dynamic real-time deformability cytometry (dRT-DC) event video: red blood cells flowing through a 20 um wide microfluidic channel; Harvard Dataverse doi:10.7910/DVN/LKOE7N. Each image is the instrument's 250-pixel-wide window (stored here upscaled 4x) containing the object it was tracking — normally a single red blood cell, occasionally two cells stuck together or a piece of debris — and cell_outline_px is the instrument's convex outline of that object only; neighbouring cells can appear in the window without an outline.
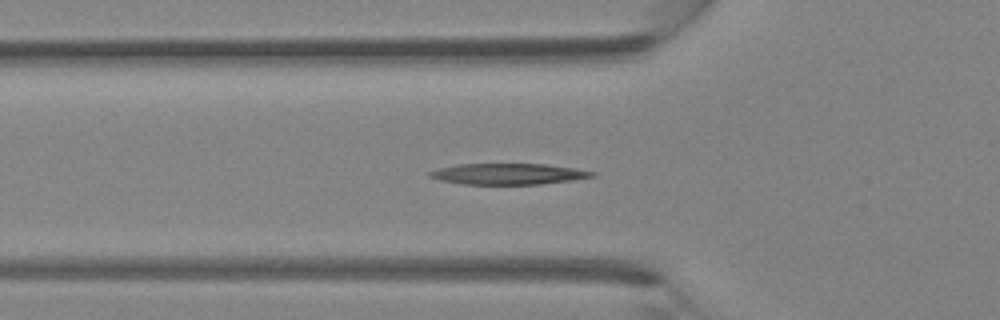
{"species": "Egyptian fruit bat (a non-hibernating species)", "species_latin": "Rousettus aegyptiacus", "temperature_condition": "room temperature", "stored_images_in_passage": 40, "camera_frame_rate_fps": 3000, "um_per_image_px": 0.085, "animal": {"sex": "female"}, "frame": {"image": 1, "passage_image": 13, "time_ms": 4.0, "image_size_px": [1000, 320], "cell_outline_px": [[596, 176], [540, 184], [464, 184], [440, 180], [428, 176], [428, 172], [440, 168], [456, 164], [548, 164], [596, 172]], "centroid_in_image_um": [43.17, 14.78], "position_along_channel_um": 82.6, "area_um2": 19.65}}
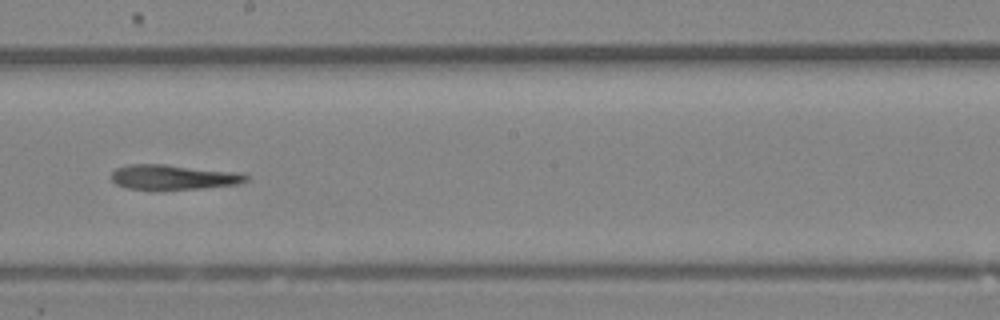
{"frame": {"image": 2, "passage_image": 22, "time_ms": 7.0, "image_size_px": [1000, 320], "cell_outline_px": [[248, 180], [240, 184], [200, 188], [152, 192], [128, 188], [116, 184], [112, 180], [112, 172], [116, 168], [128, 164], [164, 164], [244, 172], [248, 176]], "centroid_in_image_um": [14.75, 15.08], "position_along_channel_um": 233.4, "area_um2": 20.4}}
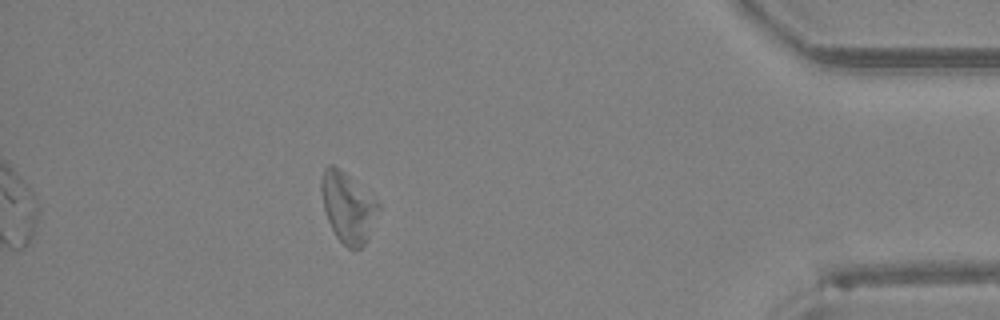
{"frame": {"image": 3, "passage_image": 35, "time_ms": 11.333, "image_size_px": [1000, 320], "cell_outline_px": [[380, 208], [368, 236], [364, 244], [360, 248], [348, 248], [336, 236], [328, 220], [324, 208], [320, 188], [320, 180], [324, 168], [328, 164], [332, 164], [340, 168], [380, 204]], "centroid_in_image_um": [29.54, 17.59], "position_along_channel_um": 405.7, "area_um2": 22.95}}